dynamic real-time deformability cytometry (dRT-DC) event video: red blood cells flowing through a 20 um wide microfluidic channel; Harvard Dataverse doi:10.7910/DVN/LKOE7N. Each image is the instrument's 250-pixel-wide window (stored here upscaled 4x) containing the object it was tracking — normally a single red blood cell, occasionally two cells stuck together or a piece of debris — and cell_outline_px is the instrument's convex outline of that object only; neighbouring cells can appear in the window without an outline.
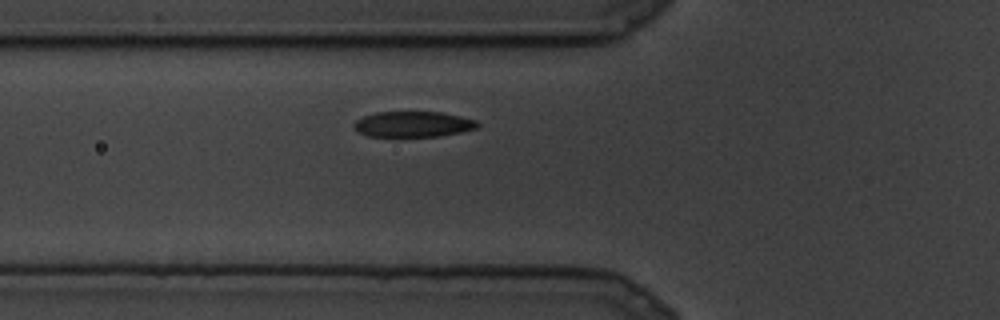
{"species": "common noctule bat (a hibernating species)", "species_latin": "Nyctalus noctula", "temperature_condition": "cold", "stored_images_in_passage": 20, "camera_frame_rate_fps": 3000, "um_per_image_px": 0.085, "animal": {"sex": "male", "body_mass_g": 19.5, "forearm_length_mm": 54.6}, "frame": {"image": 1, "passage_image": 3, "time_ms": 0.667, "image_size_px": [1000, 320], "cell_outline_px": [[480, 124], [476, 128], [460, 132], [436, 136], [396, 140], [368, 136], [360, 132], [352, 124], [356, 120], [364, 116], [376, 112], [440, 112], [460, 116], [476, 120]], "centroid_in_image_um": [35.06, 10.6], "position_along_channel_um": 90.7, "area_um2": 19.19}}
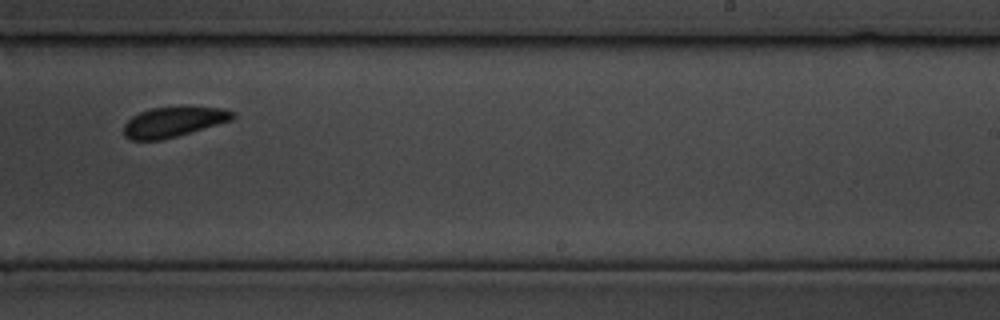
{"frame": {"image": 2, "passage_image": 10, "time_ms": 3.0, "image_size_px": [1000, 320], "cell_outline_px": [[236, 116], [232, 120], [176, 136], [160, 140], [132, 140], [124, 136], [124, 124], [132, 116], [140, 112], [152, 108], [224, 108], [232, 112]], "centroid_in_image_um": [14.71, 10.38], "position_along_channel_um": 274.3, "area_um2": 18.55}}
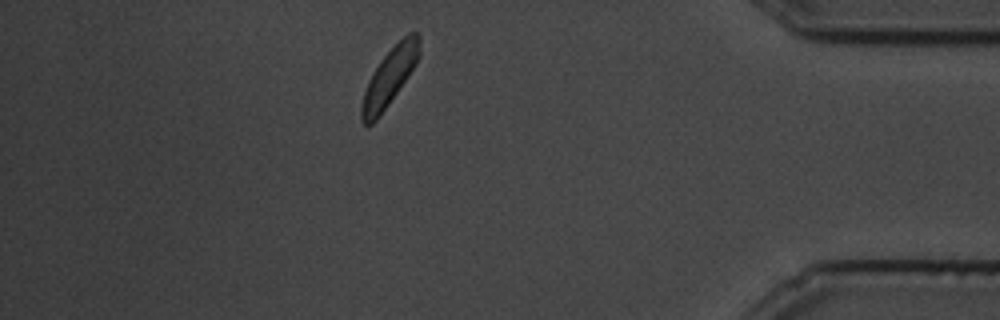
{"frame": {"image": 3, "passage_image": 17, "time_ms": 5.333, "image_size_px": [1000, 320], "cell_outline_px": [[420, 56], [388, 104], [376, 120], [372, 124], [364, 124], [360, 120], [360, 108], [364, 92], [368, 80], [372, 72], [380, 60], [408, 32], [416, 32], [420, 36]], "centroid_in_image_um": [33.08, 6.53], "position_along_channel_um": 402.1, "area_um2": 18.9}}